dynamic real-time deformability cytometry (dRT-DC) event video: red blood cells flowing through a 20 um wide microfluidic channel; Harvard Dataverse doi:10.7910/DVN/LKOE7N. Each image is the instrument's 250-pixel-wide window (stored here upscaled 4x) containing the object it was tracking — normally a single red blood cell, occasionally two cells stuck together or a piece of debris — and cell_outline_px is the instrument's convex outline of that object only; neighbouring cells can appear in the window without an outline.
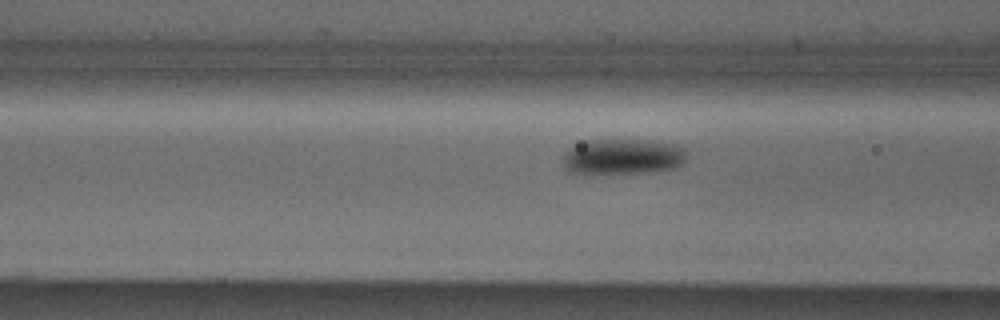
{"species": "Egyptian fruit bat (a non-hibernating species)", "species_latin": "Rousettus aegyptiacus", "temperature_condition": "cold", "stored_images_in_passage": 36, "camera_frame_rate_fps": 3000, "um_per_image_px": 0.085, "animal": {"sex": "male"}, "frame": {"image": 1, "passage_image": 10, "time_ms": 3.0, "image_size_px": [1000, 320], "cell_outline_px": [[688, 152], [684, 164], [676, 168], [656, 172], [592, 176], [584, 176], [572, 172], [564, 168], [564, 156], [568, 148], [588, 140], [656, 140], [672, 144], [684, 148]], "centroid_in_image_um": [52.95, 13.37], "position_along_channel_um": 113.6, "area_um2": 26.88}}
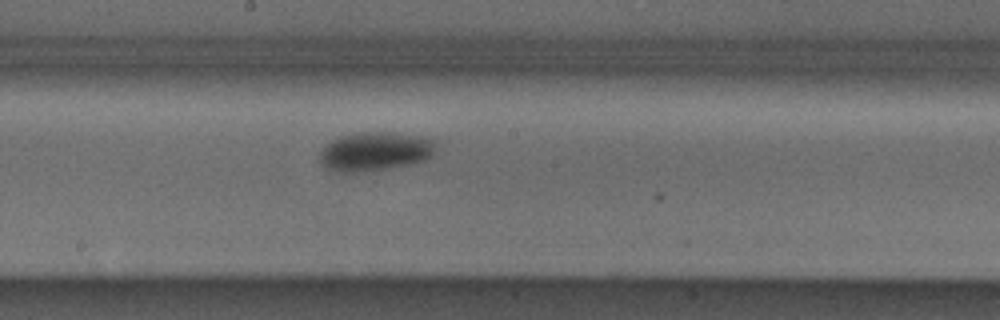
{"frame": {"image": 2, "passage_image": 18, "time_ms": 5.667, "image_size_px": [1000, 320], "cell_outline_px": [[440, 140], [436, 152], [428, 160], [388, 168], [352, 172], [344, 172], [328, 168], [320, 160], [320, 152], [332, 140], [340, 136], [356, 132], [392, 132], [428, 136]], "centroid_in_image_um": [32.04, 12.83], "position_along_channel_um": 216.2, "area_um2": 26.65}}
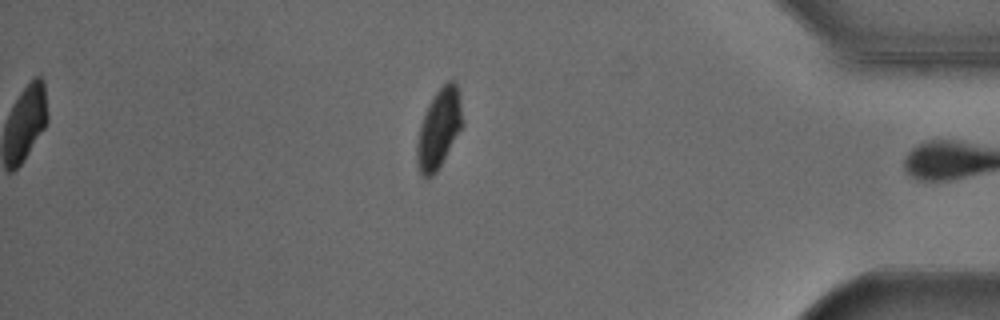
{"frame": {"image": 3, "passage_image": 35, "time_ms": 11.333, "image_size_px": [1000, 320], "cell_outline_px": [[464, 124], [436, 172], [432, 176], [420, 176], [416, 160], [416, 144], [420, 124], [424, 112], [428, 104], [436, 92], [448, 80], [456, 80], [460, 100]], "centroid_in_image_um": [37.3, 10.92], "position_along_channel_um": 397.9, "area_um2": 21.1}, "authors_computed_cell_mechanics": {"area_um2": 25.3164, "velocity_mm_per_s": 3.8569, "shape_relaxation_time_tau1_ms": 2.0364, "shape_relaxation_time_tau2_ms": null, "deformation_change_tau1": 0.1009, "deformation_change_tau2": null}}